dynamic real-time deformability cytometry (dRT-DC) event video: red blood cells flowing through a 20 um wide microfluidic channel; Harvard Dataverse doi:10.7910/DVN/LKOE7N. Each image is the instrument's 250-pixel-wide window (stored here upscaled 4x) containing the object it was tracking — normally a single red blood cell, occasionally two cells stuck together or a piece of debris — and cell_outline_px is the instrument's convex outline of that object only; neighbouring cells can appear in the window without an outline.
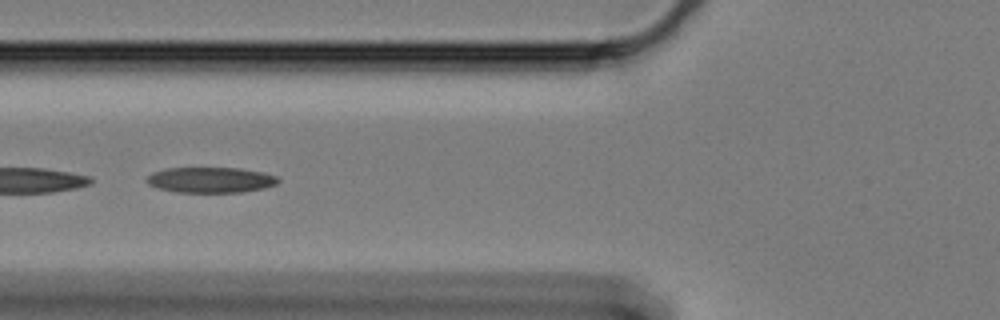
{"species": "Egyptian fruit bat (a non-hibernating species)", "species_latin": "Rousettus aegyptiacus", "temperature_condition": "cold", "stored_images_in_passage": 21, "camera_frame_rate_fps": 3000, "um_per_image_px": 0.085, "animal": {"sex": "female"}, "frame": {"image": 1, "passage_image": 15, "time_ms": 4.667, "image_size_px": [1000, 320], "cell_outline_px": [[280, 180], [276, 184], [264, 188], [244, 192], [176, 192], [156, 188], [148, 184], [144, 180], [152, 172], [168, 168], [240, 168], [264, 172], [276, 176]], "centroid_in_image_um": [17.89, 15.29], "position_along_channel_um": 107.9, "area_um2": 19.71}}